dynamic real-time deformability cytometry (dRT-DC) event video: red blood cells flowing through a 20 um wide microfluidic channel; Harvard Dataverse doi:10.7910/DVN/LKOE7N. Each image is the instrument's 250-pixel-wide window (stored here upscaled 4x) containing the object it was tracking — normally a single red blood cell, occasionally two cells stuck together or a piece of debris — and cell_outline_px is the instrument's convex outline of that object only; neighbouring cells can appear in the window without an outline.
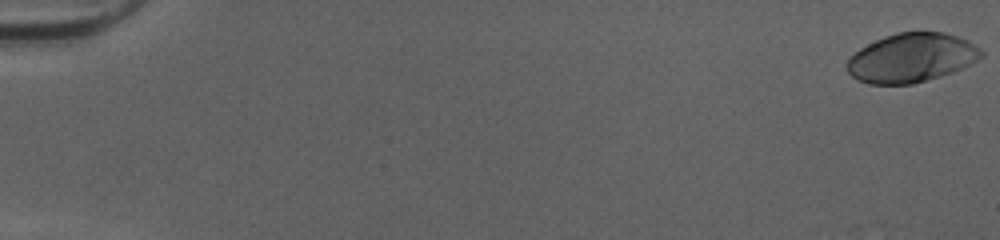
{"species": "human", "species_latin": "Homo sapiens", "temperature_condition": "cold", "stored_images_in_passage": 19, "camera_frame_rate_fps": 3000, "um_per_image_px": 0.085, "donor": {"sex": "female"}, "frame": {"image": 1, "passage_image": 1, "time_ms": 0.0, "image_size_px": [1000, 240], "cell_outline_px": [[984, 56], [952, 72], [940, 76], [912, 84], [868, 84], [852, 76], [844, 68], [848, 60], [860, 48], [884, 36], [896, 32], [944, 32], [968, 40], [980, 48], [984, 52]], "centroid_in_image_um": [77.47, 4.91], "position_along_channel_um": 7.5, "area_um2": 38.15}}
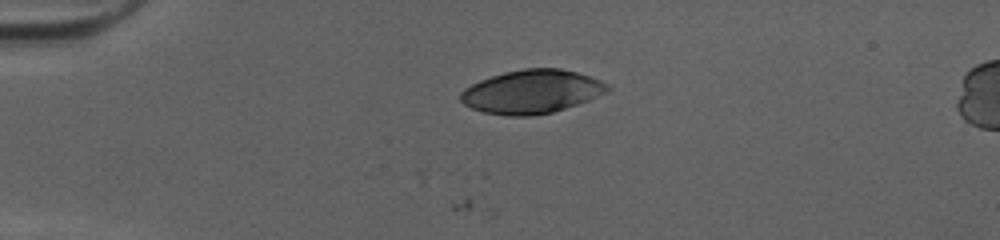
{"frame": {"image": 2, "passage_image": 14, "time_ms": 4.333, "image_size_px": [1000, 240], "cell_outline_px": [[612, 88], [588, 100], [552, 112], [532, 116], [508, 116], [484, 112], [472, 108], [464, 104], [460, 100], [460, 92], [464, 88], [480, 80], [504, 72], [524, 68], [560, 68], [576, 72], [600, 80], [608, 84]], "centroid_in_image_um": [45.16, 7.79], "position_along_channel_um": 39.8, "area_um2": 37.05}}